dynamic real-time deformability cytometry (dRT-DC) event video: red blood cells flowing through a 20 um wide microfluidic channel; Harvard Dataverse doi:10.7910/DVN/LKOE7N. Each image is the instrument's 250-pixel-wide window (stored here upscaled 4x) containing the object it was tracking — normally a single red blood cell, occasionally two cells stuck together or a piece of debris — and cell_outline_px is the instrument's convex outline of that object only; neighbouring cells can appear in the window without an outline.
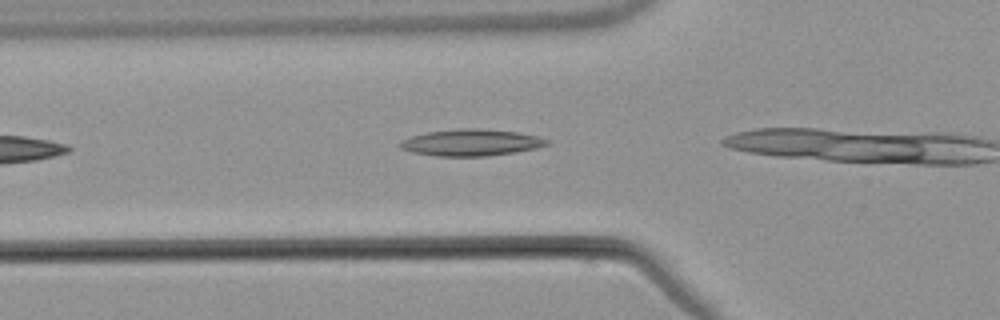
{"species": "common noctule bat (a hibernating species)", "species_latin": "Nyctalus noctula", "temperature_condition": "warm", "stored_images_in_passage": 7, "camera_frame_rate_fps": 3000, "um_per_image_px": 0.085, "animal": {"sex": "male", "body_mass_g": 21.5, "forearm_length_mm": 52.0}, "frame": {"image": 1, "passage_image": 7, "time_ms": 7.333, "image_size_px": [1000, 320], "cell_outline_px": [[548, 144], [536, 148], [512, 152], [484, 156], [436, 156], [412, 152], [400, 148], [400, 140], [412, 136], [428, 132], [460, 128], [480, 128], [516, 132], [536, 136], [548, 140]], "centroid_in_image_um": [40.0, 12.11], "position_along_channel_um": 85.8, "area_um2": 22.48}}